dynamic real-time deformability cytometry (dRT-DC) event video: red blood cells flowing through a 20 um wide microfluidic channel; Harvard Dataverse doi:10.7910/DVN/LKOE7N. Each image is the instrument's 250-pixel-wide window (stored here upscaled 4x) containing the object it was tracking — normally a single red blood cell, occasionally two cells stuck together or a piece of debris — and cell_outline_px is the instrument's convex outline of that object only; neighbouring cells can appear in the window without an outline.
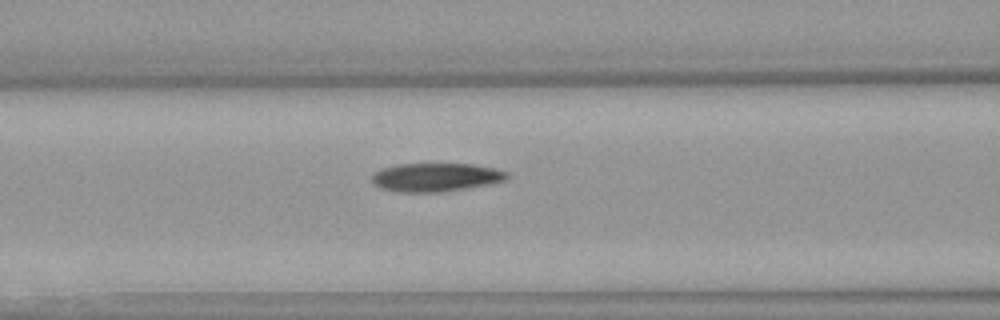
{"species": "Egyptian fruit bat (a non-hibernating species)", "species_latin": "Rousettus aegyptiacus", "temperature_condition": "warm", "stored_images_in_passage": 34, "camera_frame_rate_fps": 3000, "um_per_image_px": 0.085, "animal": {"sex": "female"}, "frame": {"image": 1, "passage_image": 13, "time_ms": 4.0, "image_size_px": [1000, 320], "cell_outline_px": [[508, 180], [492, 184], [440, 192], [396, 192], [380, 188], [372, 184], [372, 176], [380, 168], [396, 164], [472, 164], [496, 168], [508, 172]], "centroid_in_image_um": [37.05, 15.07], "position_along_channel_um": 129.6, "area_um2": 22.72}}
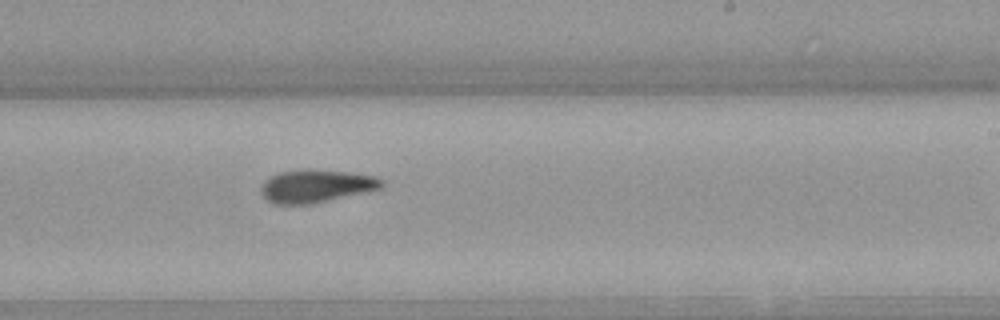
{"frame": {"image": 2, "passage_image": 23, "time_ms": 7.333, "image_size_px": [1000, 320], "cell_outline_px": [[384, 184], [380, 188], [308, 204], [276, 204], [268, 200], [260, 192], [260, 188], [264, 180], [280, 172], [304, 168], [308, 168], [348, 172], [376, 176], [384, 180]], "centroid_in_image_um": [26.84, 15.78], "position_along_channel_um": 262.2, "area_um2": 22.89}}
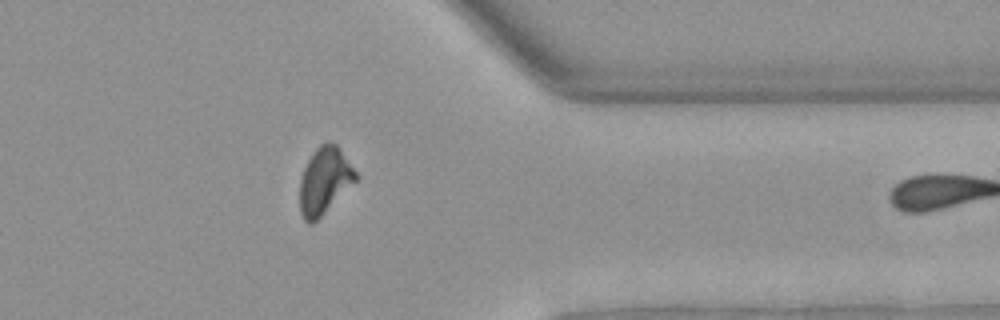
{"frame": {"image": 3, "passage_image": 33, "time_ms": 10.667, "image_size_px": [1000, 320], "cell_outline_px": [[360, 176], [312, 224], [308, 224], [304, 220], [300, 212], [300, 180], [304, 168], [312, 152], [320, 144], [328, 140], [336, 144], [340, 148]], "centroid_in_image_um": [27.58, 15.32], "position_along_channel_um": 383.8, "area_um2": 21.62}}